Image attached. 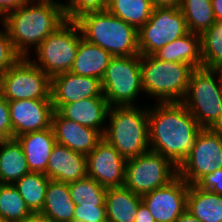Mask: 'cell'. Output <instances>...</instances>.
I'll return each mask as SVG.
<instances>
[{
	"label": "cell",
	"instance_id": "obj_1",
	"mask_svg": "<svg viewBox=\"0 0 222 222\" xmlns=\"http://www.w3.org/2000/svg\"><path fill=\"white\" fill-rule=\"evenodd\" d=\"M201 129L182 102H159L148 109L150 150L176 167L190 154Z\"/></svg>",
	"mask_w": 222,
	"mask_h": 222
},
{
	"label": "cell",
	"instance_id": "obj_2",
	"mask_svg": "<svg viewBox=\"0 0 222 222\" xmlns=\"http://www.w3.org/2000/svg\"><path fill=\"white\" fill-rule=\"evenodd\" d=\"M1 21L15 50L22 57H28L30 47L33 45L36 49L44 39L63 25L67 18L60 1L30 0L8 12Z\"/></svg>",
	"mask_w": 222,
	"mask_h": 222
},
{
	"label": "cell",
	"instance_id": "obj_3",
	"mask_svg": "<svg viewBox=\"0 0 222 222\" xmlns=\"http://www.w3.org/2000/svg\"><path fill=\"white\" fill-rule=\"evenodd\" d=\"M82 38L108 51L112 56L140 54L138 30L108 10L84 13L74 20Z\"/></svg>",
	"mask_w": 222,
	"mask_h": 222
},
{
	"label": "cell",
	"instance_id": "obj_4",
	"mask_svg": "<svg viewBox=\"0 0 222 222\" xmlns=\"http://www.w3.org/2000/svg\"><path fill=\"white\" fill-rule=\"evenodd\" d=\"M110 125L103 139L125 159H131L150 150L148 110L138 106H112L108 116Z\"/></svg>",
	"mask_w": 222,
	"mask_h": 222
},
{
	"label": "cell",
	"instance_id": "obj_5",
	"mask_svg": "<svg viewBox=\"0 0 222 222\" xmlns=\"http://www.w3.org/2000/svg\"><path fill=\"white\" fill-rule=\"evenodd\" d=\"M217 81L215 80L216 78ZM184 106L201 128L215 129L222 119V75L219 69L194 68Z\"/></svg>",
	"mask_w": 222,
	"mask_h": 222
},
{
	"label": "cell",
	"instance_id": "obj_6",
	"mask_svg": "<svg viewBox=\"0 0 222 222\" xmlns=\"http://www.w3.org/2000/svg\"><path fill=\"white\" fill-rule=\"evenodd\" d=\"M142 89L157 97L158 103L182 102L193 68L189 64L167 62L154 55H140Z\"/></svg>",
	"mask_w": 222,
	"mask_h": 222
},
{
	"label": "cell",
	"instance_id": "obj_7",
	"mask_svg": "<svg viewBox=\"0 0 222 222\" xmlns=\"http://www.w3.org/2000/svg\"><path fill=\"white\" fill-rule=\"evenodd\" d=\"M82 34L74 20H67L36 48L33 63L50 78L69 72L73 66Z\"/></svg>",
	"mask_w": 222,
	"mask_h": 222
},
{
	"label": "cell",
	"instance_id": "obj_8",
	"mask_svg": "<svg viewBox=\"0 0 222 222\" xmlns=\"http://www.w3.org/2000/svg\"><path fill=\"white\" fill-rule=\"evenodd\" d=\"M101 86L110 107L135 106L134 100L143 91L140 54L113 56L101 80Z\"/></svg>",
	"mask_w": 222,
	"mask_h": 222
},
{
	"label": "cell",
	"instance_id": "obj_9",
	"mask_svg": "<svg viewBox=\"0 0 222 222\" xmlns=\"http://www.w3.org/2000/svg\"><path fill=\"white\" fill-rule=\"evenodd\" d=\"M29 57H21L0 77V92L7 101L51 99V78Z\"/></svg>",
	"mask_w": 222,
	"mask_h": 222
},
{
	"label": "cell",
	"instance_id": "obj_10",
	"mask_svg": "<svg viewBox=\"0 0 222 222\" xmlns=\"http://www.w3.org/2000/svg\"><path fill=\"white\" fill-rule=\"evenodd\" d=\"M177 175L178 167L168 158L149 150L126 160L123 186L143 196L156 188L167 185Z\"/></svg>",
	"mask_w": 222,
	"mask_h": 222
},
{
	"label": "cell",
	"instance_id": "obj_11",
	"mask_svg": "<svg viewBox=\"0 0 222 222\" xmlns=\"http://www.w3.org/2000/svg\"><path fill=\"white\" fill-rule=\"evenodd\" d=\"M188 32L186 20L179 7H154L148 21L138 30L140 55H153Z\"/></svg>",
	"mask_w": 222,
	"mask_h": 222
},
{
	"label": "cell",
	"instance_id": "obj_12",
	"mask_svg": "<svg viewBox=\"0 0 222 222\" xmlns=\"http://www.w3.org/2000/svg\"><path fill=\"white\" fill-rule=\"evenodd\" d=\"M222 168V134L216 129L202 128L190 154L178 167V175L189 185Z\"/></svg>",
	"mask_w": 222,
	"mask_h": 222
},
{
	"label": "cell",
	"instance_id": "obj_13",
	"mask_svg": "<svg viewBox=\"0 0 222 222\" xmlns=\"http://www.w3.org/2000/svg\"><path fill=\"white\" fill-rule=\"evenodd\" d=\"M189 184L177 175L167 185L141 196L155 222H176L187 209Z\"/></svg>",
	"mask_w": 222,
	"mask_h": 222
},
{
	"label": "cell",
	"instance_id": "obj_14",
	"mask_svg": "<svg viewBox=\"0 0 222 222\" xmlns=\"http://www.w3.org/2000/svg\"><path fill=\"white\" fill-rule=\"evenodd\" d=\"M126 160L104 139L86 156L87 176L107 188L124 185Z\"/></svg>",
	"mask_w": 222,
	"mask_h": 222
},
{
	"label": "cell",
	"instance_id": "obj_15",
	"mask_svg": "<svg viewBox=\"0 0 222 222\" xmlns=\"http://www.w3.org/2000/svg\"><path fill=\"white\" fill-rule=\"evenodd\" d=\"M12 139L25 133L51 127L54 111L51 99L8 101Z\"/></svg>",
	"mask_w": 222,
	"mask_h": 222
},
{
	"label": "cell",
	"instance_id": "obj_16",
	"mask_svg": "<svg viewBox=\"0 0 222 222\" xmlns=\"http://www.w3.org/2000/svg\"><path fill=\"white\" fill-rule=\"evenodd\" d=\"M51 127L57 144L86 156L103 140L100 131L68 120L56 110L52 114Z\"/></svg>",
	"mask_w": 222,
	"mask_h": 222
},
{
	"label": "cell",
	"instance_id": "obj_17",
	"mask_svg": "<svg viewBox=\"0 0 222 222\" xmlns=\"http://www.w3.org/2000/svg\"><path fill=\"white\" fill-rule=\"evenodd\" d=\"M104 96L101 80L69 72L51 78L52 104H67L90 97Z\"/></svg>",
	"mask_w": 222,
	"mask_h": 222
},
{
	"label": "cell",
	"instance_id": "obj_18",
	"mask_svg": "<svg viewBox=\"0 0 222 222\" xmlns=\"http://www.w3.org/2000/svg\"><path fill=\"white\" fill-rule=\"evenodd\" d=\"M53 108L62 117L103 134L105 128L102 125L106 122L110 105L105 96H98L67 104H53Z\"/></svg>",
	"mask_w": 222,
	"mask_h": 222
},
{
	"label": "cell",
	"instance_id": "obj_19",
	"mask_svg": "<svg viewBox=\"0 0 222 222\" xmlns=\"http://www.w3.org/2000/svg\"><path fill=\"white\" fill-rule=\"evenodd\" d=\"M86 176V155L56 143L48 160L47 177L69 184Z\"/></svg>",
	"mask_w": 222,
	"mask_h": 222
},
{
	"label": "cell",
	"instance_id": "obj_20",
	"mask_svg": "<svg viewBox=\"0 0 222 222\" xmlns=\"http://www.w3.org/2000/svg\"><path fill=\"white\" fill-rule=\"evenodd\" d=\"M25 153L30 172L47 176L48 160L56 139L52 127L15 137Z\"/></svg>",
	"mask_w": 222,
	"mask_h": 222
},
{
	"label": "cell",
	"instance_id": "obj_21",
	"mask_svg": "<svg viewBox=\"0 0 222 222\" xmlns=\"http://www.w3.org/2000/svg\"><path fill=\"white\" fill-rule=\"evenodd\" d=\"M153 55L162 61L189 64L193 69L203 67L201 35L189 31L186 35L163 46Z\"/></svg>",
	"mask_w": 222,
	"mask_h": 222
},
{
	"label": "cell",
	"instance_id": "obj_22",
	"mask_svg": "<svg viewBox=\"0 0 222 222\" xmlns=\"http://www.w3.org/2000/svg\"><path fill=\"white\" fill-rule=\"evenodd\" d=\"M113 56L98 45L80 39L71 73L102 80Z\"/></svg>",
	"mask_w": 222,
	"mask_h": 222
},
{
	"label": "cell",
	"instance_id": "obj_23",
	"mask_svg": "<svg viewBox=\"0 0 222 222\" xmlns=\"http://www.w3.org/2000/svg\"><path fill=\"white\" fill-rule=\"evenodd\" d=\"M75 204L67 183L50 180L46 189L45 202L39 212L50 222H73Z\"/></svg>",
	"mask_w": 222,
	"mask_h": 222
},
{
	"label": "cell",
	"instance_id": "obj_24",
	"mask_svg": "<svg viewBox=\"0 0 222 222\" xmlns=\"http://www.w3.org/2000/svg\"><path fill=\"white\" fill-rule=\"evenodd\" d=\"M141 202V196L125 186L107 188L105 195L107 221L134 222Z\"/></svg>",
	"mask_w": 222,
	"mask_h": 222
},
{
	"label": "cell",
	"instance_id": "obj_25",
	"mask_svg": "<svg viewBox=\"0 0 222 222\" xmlns=\"http://www.w3.org/2000/svg\"><path fill=\"white\" fill-rule=\"evenodd\" d=\"M0 180L2 184H14L30 173L25 153L19 142L13 138L0 141Z\"/></svg>",
	"mask_w": 222,
	"mask_h": 222
},
{
	"label": "cell",
	"instance_id": "obj_26",
	"mask_svg": "<svg viewBox=\"0 0 222 222\" xmlns=\"http://www.w3.org/2000/svg\"><path fill=\"white\" fill-rule=\"evenodd\" d=\"M187 209L201 222H222V195L190 185Z\"/></svg>",
	"mask_w": 222,
	"mask_h": 222
},
{
	"label": "cell",
	"instance_id": "obj_27",
	"mask_svg": "<svg viewBox=\"0 0 222 222\" xmlns=\"http://www.w3.org/2000/svg\"><path fill=\"white\" fill-rule=\"evenodd\" d=\"M154 6L151 0H110L107 10L139 30L150 18Z\"/></svg>",
	"mask_w": 222,
	"mask_h": 222
},
{
	"label": "cell",
	"instance_id": "obj_28",
	"mask_svg": "<svg viewBox=\"0 0 222 222\" xmlns=\"http://www.w3.org/2000/svg\"><path fill=\"white\" fill-rule=\"evenodd\" d=\"M49 181L43 173L30 172L13 184L32 213L42 210Z\"/></svg>",
	"mask_w": 222,
	"mask_h": 222
},
{
	"label": "cell",
	"instance_id": "obj_29",
	"mask_svg": "<svg viewBox=\"0 0 222 222\" xmlns=\"http://www.w3.org/2000/svg\"><path fill=\"white\" fill-rule=\"evenodd\" d=\"M179 9L192 33L201 35L216 22L211 0H181Z\"/></svg>",
	"mask_w": 222,
	"mask_h": 222
},
{
	"label": "cell",
	"instance_id": "obj_30",
	"mask_svg": "<svg viewBox=\"0 0 222 222\" xmlns=\"http://www.w3.org/2000/svg\"><path fill=\"white\" fill-rule=\"evenodd\" d=\"M32 212L13 184L0 185V217L8 222L20 221Z\"/></svg>",
	"mask_w": 222,
	"mask_h": 222
},
{
	"label": "cell",
	"instance_id": "obj_31",
	"mask_svg": "<svg viewBox=\"0 0 222 222\" xmlns=\"http://www.w3.org/2000/svg\"><path fill=\"white\" fill-rule=\"evenodd\" d=\"M201 56L205 68L222 66V22H215L201 34Z\"/></svg>",
	"mask_w": 222,
	"mask_h": 222
},
{
	"label": "cell",
	"instance_id": "obj_32",
	"mask_svg": "<svg viewBox=\"0 0 222 222\" xmlns=\"http://www.w3.org/2000/svg\"><path fill=\"white\" fill-rule=\"evenodd\" d=\"M69 192L73 203L76 204H105L107 189L93 178L86 176L83 179L69 183Z\"/></svg>",
	"mask_w": 222,
	"mask_h": 222
},
{
	"label": "cell",
	"instance_id": "obj_33",
	"mask_svg": "<svg viewBox=\"0 0 222 222\" xmlns=\"http://www.w3.org/2000/svg\"><path fill=\"white\" fill-rule=\"evenodd\" d=\"M110 0H70L62 3L67 20H75L80 15L91 11L107 10Z\"/></svg>",
	"mask_w": 222,
	"mask_h": 222
},
{
	"label": "cell",
	"instance_id": "obj_34",
	"mask_svg": "<svg viewBox=\"0 0 222 222\" xmlns=\"http://www.w3.org/2000/svg\"><path fill=\"white\" fill-rule=\"evenodd\" d=\"M73 222H108L105 204H76Z\"/></svg>",
	"mask_w": 222,
	"mask_h": 222
},
{
	"label": "cell",
	"instance_id": "obj_35",
	"mask_svg": "<svg viewBox=\"0 0 222 222\" xmlns=\"http://www.w3.org/2000/svg\"><path fill=\"white\" fill-rule=\"evenodd\" d=\"M3 31H0V77L22 57L15 50L7 29Z\"/></svg>",
	"mask_w": 222,
	"mask_h": 222
},
{
	"label": "cell",
	"instance_id": "obj_36",
	"mask_svg": "<svg viewBox=\"0 0 222 222\" xmlns=\"http://www.w3.org/2000/svg\"><path fill=\"white\" fill-rule=\"evenodd\" d=\"M12 139V124L8 101L0 92V141Z\"/></svg>",
	"mask_w": 222,
	"mask_h": 222
},
{
	"label": "cell",
	"instance_id": "obj_37",
	"mask_svg": "<svg viewBox=\"0 0 222 222\" xmlns=\"http://www.w3.org/2000/svg\"><path fill=\"white\" fill-rule=\"evenodd\" d=\"M195 185L200 189L222 195V168L203 176Z\"/></svg>",
	"mask_w": 222,
	"mask_h": 222
},
{
	"label": "cell",
	"instance_id": "obj_38",
	"mask_svg": "<svg viewBox=\"0 0 222 222\" xmlns=\"http://www.w3.org/2000/svg\"><path fill=\"white\" fill-rule=\"evenodd\" d=\"M30 0H0V16L3 18L8 12L25 5Z\"/></svg>",
	"mask_w": 222,
	"mask_h": 222
},
{
	"label": "cell",
	"instance_id": "obj_39",
	"mask_svg": "<svg viewBox=\"0 0 222 222\" xmlns=\"http://www.w3.org/2000/svg\"><path fill=\"white\" fill-rule=\"evenodd\" d=\"M134 222H155L153 216L143 202L138 206Z\"/></svg>",
	"mask_w": 222,
	"mask_h": 222
},
{
	"label": "cell",
	"instance_id": "obj_40",
	"mask_svg": "<svg viewBox=\"0 0 222 222\" xmlns=\"http://www.w3.org/2000/svg\"><path fill=\"white\" fill-rule=\"evenodd\" d=\"M154 7H179L181 0H151Z\"/></svg>",
	"mask_w": 222,
	"mask_h": 222
},
{
	"label": "cell",
	"instance_id": "obj_41",
	"mask_svg": "<svg viewBox=\"0 0 222 222\" xmlns=\"http://www.w3.org/2000/svg\"><path fill=\"white\" fill-rule=\"evenodd\" d=\"M216 22H222V0H211Z\"/></svg>",
	"mask_w": 222,
	"mask_h": 222
},
{
	"label": "cell",
	"instance_id": "obj_42",
	"mask_svg": "<svg viewBox=\"0 0 222 222\" xmlns=\"http://www.w3.org/2000/svg\"><path fill=\"white\" fill-rule=\"evenodd\" d=\"M16 222H50V221L40 213H32L30 216Z\"/></svg>",
	"mask_w": 222,
	"mask_h": 222
},
{
	"label": "cell",
	"instance_id": "obj_43",
	"mask_svg": "<svg viewBox=\"0 0 222 222\" xmlns=\"http://www.w3.org/2000/svg\"><path fill=\"white\" fill-rule=\"evenodd\" d=\"M176 222H201L199 219L194 217L188 209H186L176 220Z\"/></svg>",
	"mask_w": 222,
	"mask_h": 222
},
{
	"label": "cell",
	"instance_id": "obj_44",
	"mask_svg": "<svg viewBox=\"0 0 222 222\" xmlns=\"http://www.w3.org/2000/svg\"><path fill=\"white\" fill-rule=\"evenodd\" d=\"M215 129L222 134V119Z\"/></svg>",
	"mask_w": 222,
	"mask_h": 222
},
{
	"label": "cell",
	"instance_id": "obj_45",
	"mask_svg": "<svg viewBox=\"0 0 222 222\" xmlns=\"http://www.w3.org/2000/svg\"><path fill=\"white\" fill-rule=\"evenodd\" d=\"M0 222H8V221H5L4 219H2V218L0 217Z\"/></svg>",
	"mask_w": 222,
	"mask_h": 222
},
{
	"label": "cell",
	"instance_id": "obj_46",
	"mask_svg": "<svg viewBox=\"0 0 222 222\" xmlns=\"http://www.w3.org/2000/svg\"><path fill=\"white\" fill-rule=\"evenodd\" d=\"M219 70H220V73H221V75H222V66L219 68Z\"/></svg>",
	"mask_w": 222,
	"mask_h": 222
}]
</instances>
